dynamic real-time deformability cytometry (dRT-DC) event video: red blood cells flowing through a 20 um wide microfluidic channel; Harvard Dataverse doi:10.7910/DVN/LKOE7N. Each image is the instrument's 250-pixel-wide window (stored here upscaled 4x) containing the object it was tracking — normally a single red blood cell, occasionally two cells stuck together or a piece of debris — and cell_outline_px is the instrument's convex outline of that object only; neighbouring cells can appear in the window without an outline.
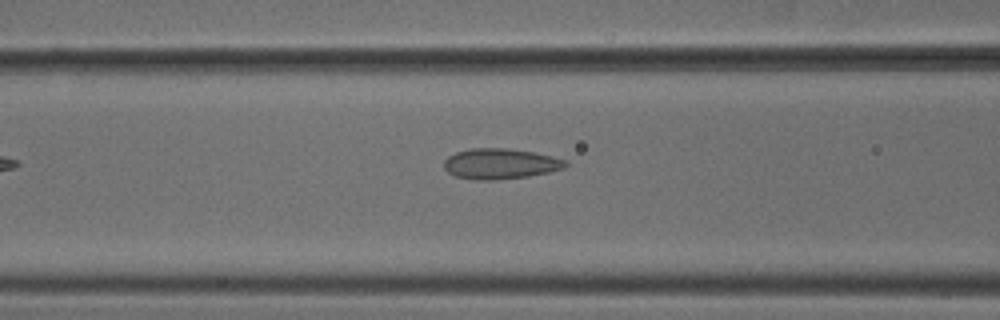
{"species": "common noctule bat (a hibernating species)", "species_latin": "Nyctalus noctula", "temperature_condition": "cold", "stored_images_in_passage": 7, "camera_frame_rate_fps": 3000, "um_per_image_px": 0.085, "animal": {"sex": "male", "body_mass_g": 18.8}, "frame": {"image": 1, "passage_image": 7, "time_ms": 2.0, "image_size_px": [1000, 320], "cell_outline_px": [[568, 164], [564, 168], [548, 172], [528, 176], [492, 180], [476, 180], [456, 176], [448, 172], [444, 168], [444, 160], [448, 156], [456, 152], [472, 148], [508, 148], [532, 152], [552, 156], [568, 160]], "centroid_in_image_um": [42.53, 13.91], "position_along_channel_um": 124.1, "area_um2": 21.56}}